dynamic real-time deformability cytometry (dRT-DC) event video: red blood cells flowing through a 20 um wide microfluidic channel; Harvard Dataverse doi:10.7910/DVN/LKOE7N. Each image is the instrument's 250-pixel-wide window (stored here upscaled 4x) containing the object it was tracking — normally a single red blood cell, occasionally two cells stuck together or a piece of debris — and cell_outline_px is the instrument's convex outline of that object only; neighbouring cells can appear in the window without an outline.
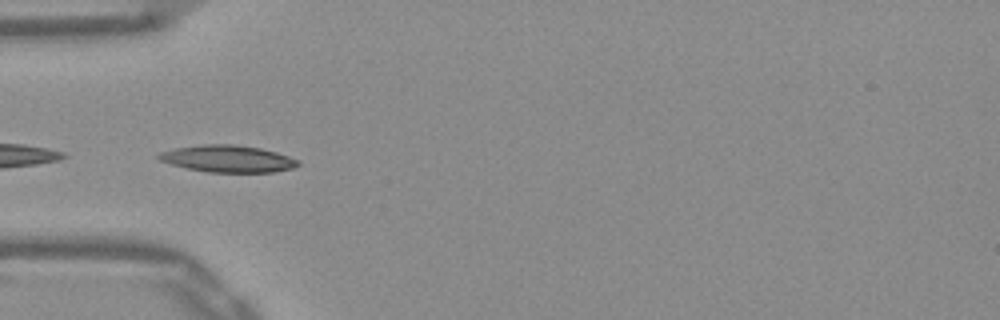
{"species": "Egyptian fruit bat (a non-hibernating species)", "species_latin": "Rousettus aegyptiacus", "temperature_condition": "warm", "stored_images_in_passage": 15, "camera_frame_rate_fps": 3000, "um_per_image_px": 0.085, "frame": {"image": 1, "passage_image": 1, "time_ms": 0.0, "image_size_px": [1000, 320], "cell_outline_px": [[300, 164], [292, 168], [272, 172], [208, 172], [188, 168], [172, 164], [160, 160], [156, 156], [160, 152], [176, 148], [200, 144], [232, 144], [260, 148], [276, 152], [300, 160]], "centroid_in_image_um": [19.37, 13.49], "position_along_channel_um": 65.6, "area_um2": 21.73}}
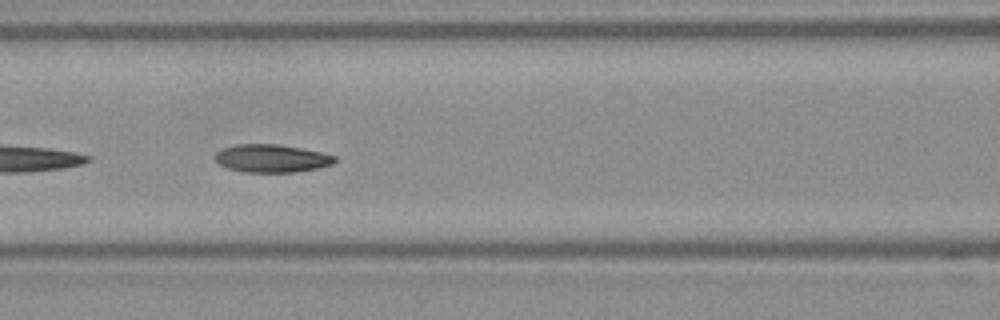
{"frame": {"image": 2, "passage_image": 7, "time_ms": 2.0, "image_size_px": [1000, 320], "cell_outline_px": [[336, 160], [332, 164], [316, 168], [296, 172], [244, 172], [228, 168], [220, 164], [212, 156], [216, 152], [224, 148], [236, 144], [276, 144], [300, 148], [320, 152], [336, 156]], "centroid_in_image_um": [23.06, 13.46], "position_along_channel_um": 143.5, "area_um2": 19.36}}